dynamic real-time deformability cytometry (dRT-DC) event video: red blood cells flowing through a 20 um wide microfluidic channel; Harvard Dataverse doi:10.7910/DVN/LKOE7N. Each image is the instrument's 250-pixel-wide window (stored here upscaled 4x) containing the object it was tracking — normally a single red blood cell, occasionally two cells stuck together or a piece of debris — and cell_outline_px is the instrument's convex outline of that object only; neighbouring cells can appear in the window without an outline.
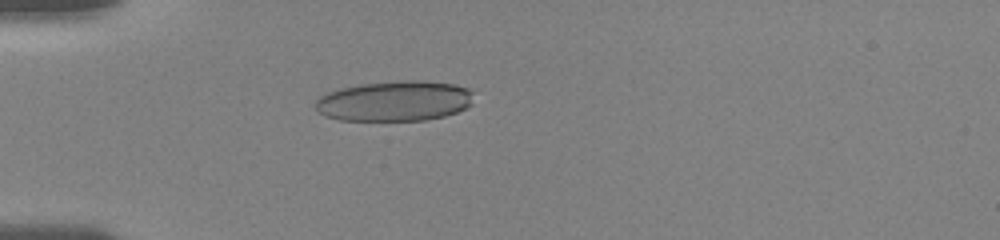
{"species": "human", "species_latin": "Homo sapiens", "temperature_condition": "room temperature", "stored_images_in_passage": 72, "camera_frame_rate_fps": 3000, "um_per_image_px": 0.085, "donor": {"sex": "female"}, "frame": {"image": 1, "passage_image": 6, "time_ms": 1.667, "image_size_px": [1000, 240], "cell_outline_px": [[472, 104], [456, 112], [444, 116], [424, 120], [340, 120], [324, 116], [316, 108], [316, 100], [320, 96], [328, 92], [340, 88], [360, 84], [404, 80], [420, 80], [452, 84], [468, 88], [472, 92]], "centroid_in_image_um": [33.53, 8.58], "position_along_channel_um": 51.5, "area_um2": 37.05}}
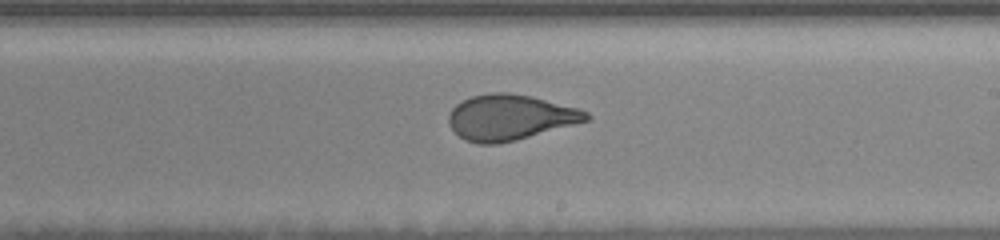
{"frame": {"image": 2, "passage_image": 30, "time_ms": 7.333, "image_size_px": [1000, 240], "cell_outline_px": [[592, 120], [516, 140], [496, 144], [476, 144], [464, 140], [448, 124], [448, 116], [452, 108], [456, 104], [472, 96], [488, 92], [508, 92], [532, 96], [580, 108], [588, 112], [592, 116]], "centroid_in_image_um": [43.39, 9.97], "position_along_channel_um": 245.6, "area_um2": 36.93}}
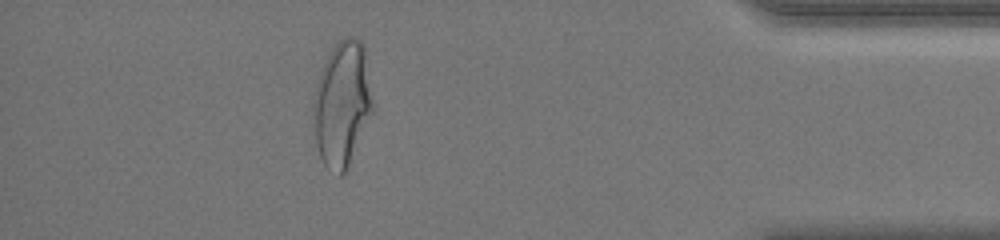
{"frame": {"image": 3, "passage_image": 61, "time_ms": 12.667, "image_size_px": [1000, 240], "cell_outline_px": [[372, 112], [348, 164], [344, 172], [340, 176], [336, 176], [324, 164], [320, 156], [316, 144], [312, 112], [312, 96], [320, 72], [332, 48], [344, 36], [356, 36], [364, 44], [372, 100]], "centroid_in_image_um": [29.04, 8.8], "position_along_channel_um": 406.2, "area_um2": 43.0}, "authors_computed_cell_mechanics": {"area_um2": 37.4833, "velocity_mm_per_s": 3.695, "shape_relaxation_time_tau1_ms": 5.0331, "shape_relaxation_time_tau2_ms": 0.7466, "deformation_change_tau1": 0.1978, "deformation_change_tau2": 0.0758}}